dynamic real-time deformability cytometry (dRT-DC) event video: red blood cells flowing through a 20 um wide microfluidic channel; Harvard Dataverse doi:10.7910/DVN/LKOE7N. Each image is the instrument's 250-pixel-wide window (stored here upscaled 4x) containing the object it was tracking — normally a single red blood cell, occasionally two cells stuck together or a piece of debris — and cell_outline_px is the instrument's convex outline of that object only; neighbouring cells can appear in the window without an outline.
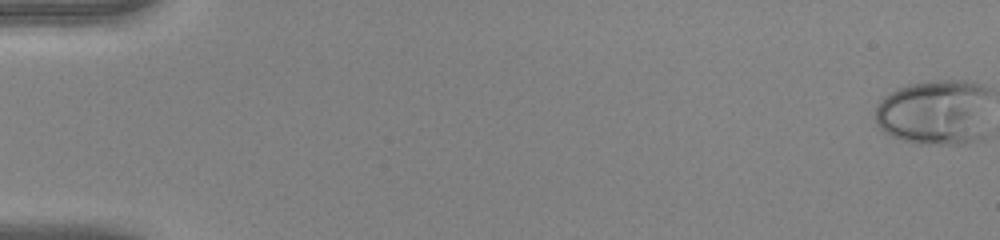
{"species": "human", "species_latin": "Homo sapiens", "temperature_condition": "warm", "stored_images_in_passage": 50, "camera_frame_rate_fps": 3000, "um_per_image_px": 0.085, "donor": {"sex": "female"}, "frame": {"image": 1, "passage_image": 1, "time_ms": 0.0, "image_size_px": [1000, 240], "cell_outline_px": [[960, 88], [944, 136], [940, 140], [920, 140], [896, 132], [888, 128], [880, 120], [880, 108], [884, 100], [896, 92], [908, 88], [924, 84], [956, 84]], "centroid_in_image_um": [78.24, 9.41], "position_along_channel_um": 6.8, "area_um2": 24.45}}
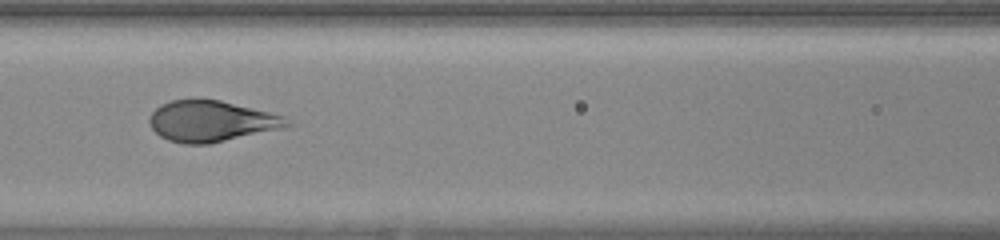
{"frame": {"image": 2, "passage_image": 24, "time_ms": 7.667, "image_size_px": [1000, 240], "cell_outline_px": [[276, 116], [268, 128], [204, 144], [192, 144], [172, 140], [156, 132], [152, 128], [152, 112], [156, 108], [172, 100], [216, 100], [264, 112]], "centroid_in_image_um": [17.57, 10.27], "position_along_channel_um": 149.0, "area_um2": 28.78}}
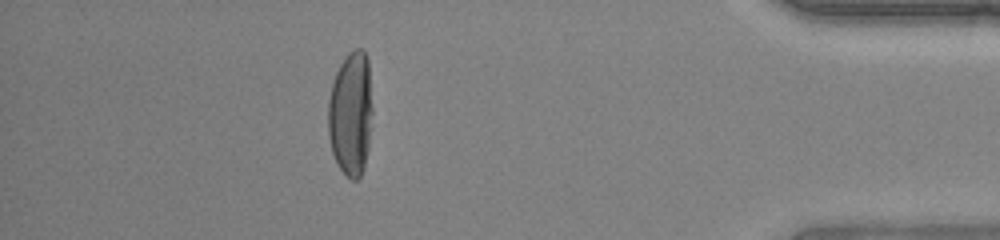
{"frame": {"image": 3, "passage_image": 45, "time_ms": 14.667, "image_size_px": [1000, 240], "cell_outline_px": [[372, 112], [364, 164], [360, 176], [356, 180], [352, 180], [340, 168], [332, 152], [328, 128], [328, 104], [332, 84], [336, 72], [344, 60], [356, 48], [360, 48], [364, 52], [368, 64]], "centroid_in_image_um": [29.8, 9.66], "position_along_channel_um": 405.4, "area_um2": 31.1}}